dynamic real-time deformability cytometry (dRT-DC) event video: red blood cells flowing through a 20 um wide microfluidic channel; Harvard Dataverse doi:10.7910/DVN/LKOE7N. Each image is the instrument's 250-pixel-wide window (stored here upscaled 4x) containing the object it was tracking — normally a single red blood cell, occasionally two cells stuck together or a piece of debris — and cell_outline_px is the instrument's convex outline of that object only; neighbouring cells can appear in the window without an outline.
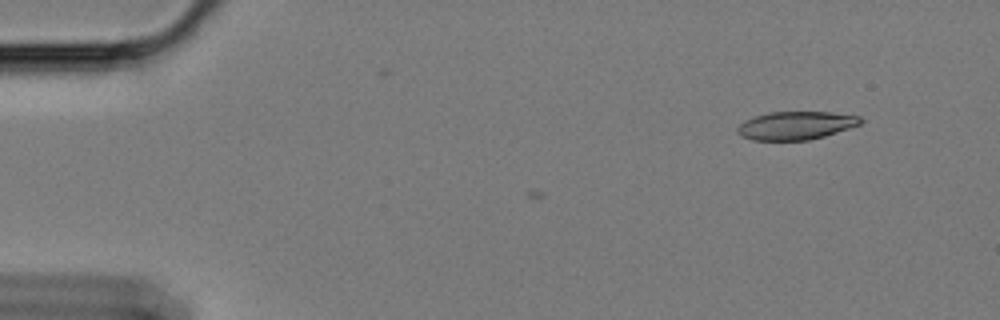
{"species": "Egyptian fruit bat (a non-hibernating species)", "species_latin": "Rousettus aegyptiacus", "temperature_condition": "cold", "stored_images_in_passage": 2, "camera_frame_rate_fps": 3000, "um_per_image_px": 0.085, "animal": {"sex": "female"}, "frame": {"image": 1, "passage_image": 2, "time_ms": 0.333, "image_size_px": [1000, 320], "cell_outline_px": [[864, 120], [860, 124], [824, 136], [808, 140], [752, 140], [736, 132], [736, 128], [744, 120], [768, 112], [832, 112], [860, 116]], "centroid_in_image_um": [67.64, 10.66], "position_along_channel_um": 17.4, "area_um2": 20.11}}